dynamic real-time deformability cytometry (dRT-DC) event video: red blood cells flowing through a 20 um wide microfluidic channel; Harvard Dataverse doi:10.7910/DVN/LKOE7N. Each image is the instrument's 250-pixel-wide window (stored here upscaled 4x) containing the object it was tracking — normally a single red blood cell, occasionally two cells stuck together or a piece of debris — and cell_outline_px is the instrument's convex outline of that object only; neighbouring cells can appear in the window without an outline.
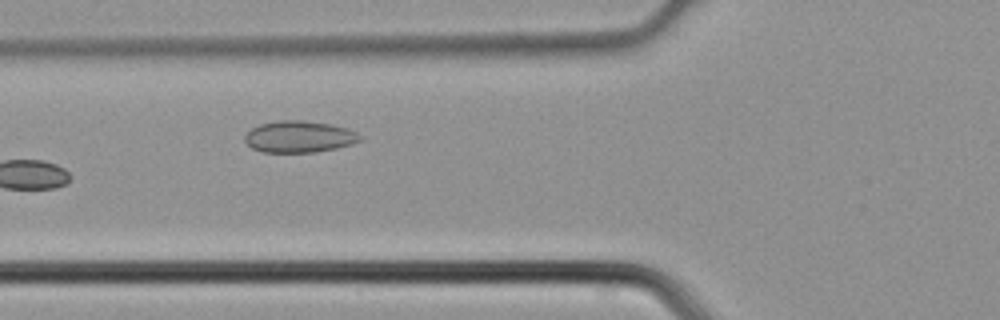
{"species": "common noctule bat (a hibernating species)", "species_latin": "Nyctalus noctula", "temperature_condition": "cold", "stored_images_in_passage": 4, "camera_frame_rate_fps": 3000, "um_per_image_px": 0.085, "animal": {"sex": "male", "body_mass_g": 21.5, "forearm_length_mm": 52.0}, "frame": {"image": 1, "passage_image": 4, "time_ms": 1.0, "image_size_px": [1000, 320], "cell_outline_px": [[364, 140], [352, 144], [336, 148], [316, 152], [264, 152], [252, 148], [244, 140], [244, 136], [252, 128], [260, 124], [280, 120], [304, 120], [332, 124], [348, 128], [364, 136]], "centroid_in_image_um": [25.49, 11.61], "position_along_channel_um": 100.3, "area_um2": 21.44}}